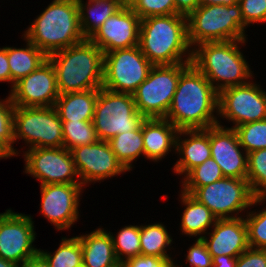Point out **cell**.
<instances>
[{"instance_id": "8fae6325", "label": "cell", "mask_w": 266, "mask_h": 267, "mask_svg": "<svg viewBox=\"0 0 266 267\" xmlns=\"http://www.w3.org/2000/svg\"><path fill=\"white\" fill-rule=\"evenodd\" d=\"M152 66L138 45L104 53L102 87L113 92L133 94L146 80Z\"/></svg>"}, {"instance_id": "603a6c76", "label": "cell", "mask_w": 266, "mask_h": 267, "mask_svg": "<svg viewBox=\"0 0 266 267\" xmlns=\"http://www.w3.org/2000/svg\"><path fill=\"white\" fill-rule=\"evenodd\" d=\"M110 232L98 228L90 234L78 236L83 264L87 267H121Z\"/></svg>"}, {"instance_id": "30bf717a", "label": "cell", "mask_w": 266, "mask_h": 267, "mask_svg": "<svg viewBox=\"0 0 266 267\" xmlns=\"http://www.w3.org/2000/svg\"><path fill=\"white\" fill-rule=\"evenodd\" d=\"M14 142L22 139L32 148L63 147L62 121L54 106L14 107Z\"/></svg>"}, {"instance_id": "d4e9b609", "label": "cell", "mask_w": 266, "mask_h": 267, "mask_svg": "<svg viewBox=\"0 0 266 267\" xmlns=\"http://www.w3.org/2000/svg\"><path fill=\"white\" fill-rule=\"evenodd\" d=\"M77 0L81 31L89 39L104 21L119 11L126 3L123 0H89L86 4Z\"/></svg>"}, {"instance_id": "ba28073f", "label": "cell", "mask_w": 266, "mask_h": 267, "mask_svg": "<svg viewBox=\"0 0 266 267\" xmlns=\"http://www.w3.org/2000/svg\"><path fill=\"white\" fill-rule=\"evenodd\" d=\"M190 64L152 66L146 80L133 93L136 109L145 119L166 117L180 74Z\"/></svg>"}, {"instance_id": "4dcf8cb0", "label": "cell", "mask_w": 266, "mask_h": 267, "mask_svg": "<svg viewBox=\"0 0 266 267\" xmlns=\"http://www.w3.org/2000/svg\"><path fill=\"white\" fill-rule=\"evenodd\" d=\"M63 147L71 151L99 140L92 121H62Z\"/></svg>"}, {"instance_id": "9a60e30c", "label": "cell", "mask_w": 266, "mask_h": 267, "mask_svg": "<svg viewBox=\"0 0 266 267\" xmlns=\"http://www.w3.org/2000/svg\"><path fill=\"white\" fill-rule=\"evenodd\" d=\"M59 95L56 72L47 59L35 71L16 82L9 96L17 107H51Z\"/></svg>"}, {"instance_id": "60d3db41", "label": "cell", "mask_w": 266, "mask_h": 267, "mask_svg": "<svg viewBox=\"0 0 266 267\" xmlns=\"http://www.w3.org/2000/svg\"><path fill=\"white\" fill-rule=\"evenodd\" d=\"M236 267H266V249L249 247L237 257Z\"/></svg>"}, {"instance_id": "4fadbf2b", "label": "cell", "mask_w": 266, "mask_h": 267, "mask_svg": "<svg viewBox=\"0 0 266 267\" xmlns=\"http://www.w3.org/2000/svg\"><path fill=\"white\" fill-rule=\"evenodd\" d=\"M25 172L45 184L81 183L71 151L61 148H32L25 152ZM76 176V177H75Z\"/></svg>"}, {"instance_id": "f6af8a7d", "label": "cell", "mask_w": 266, "mask_h": 267, "mask_svg": "<svg viewBox=\"0 0 266 267\" xmlns=\"http://www.w3.org/2000/svg\"><path fill=\"white\" fill-rule=\"evenodd\" d=\"M237 257L212 256V267H236Z\"/></svg>"}, {"instance_id": "52a82bcc", "label": "cell", "mask_w": 266, "mask_h": 267, "mask_svg": "<svg viewBox=\"0 0 266 267\" xmlns=\"http://www.w3.org/2000/svg\"><path fill=\"white\" fill-rule=\"evenodd\" d=\"M181 191L207 206L217 219L238 218L239 211L266 201V196H256L252 192L247 179L231 177L199 188H183ZM235 212L236 216H233Z\"/></svg>"}, {"instance_id": "7dc6e473", "label": "cell", "mask_w": 266, "mask_h": 267, "mask_svg": "<svg viewBox=\"0 0 266 267\" xmlns=\"http://www.w3.org/2000/svg\"><path fill=\"white\" fill-rule=\"evenodd\" d=\"M239 0H199V6H208V5H233L238 3Z\"/></svg>"}, {"instance_id": "6da1fadb", "label": "cell", "mask_w": 266, "mask_h": 267, "mask_svg": "<svg viewBox=\"0 0 266 267\" xmlns=\"http://www.w3.org/2000/svg\"><path fill=\"white\" fill-rule=\"evenodd\" d=\"M219 93L191 63L181 74L171 106L165 117L178 130L206 129L220 125ZM216 109V111H215Z\"/></svg>"}, {"instance_id": "9c48e42d", "label": "cell", "mask_w": 266, "mask_h": 267, "mask_svg": "<svg viewBox=\"0 0 266 267\" xmlns=\"http://www.w3.org/2000/svg\"><path fill=\"white\" fill-rule=\"evenodd\" d=\"M144 120L133 94L99 89L92 120L99 140L107 142L117 134L135 130Z\"/></svg>"}, {"instance_id": "1f68e13d", "label": "cell", "mask_w": 266, "mask_h": 267, "mask_svg": "<svg viewBox=\"0 0 266 267\" xmlns=\"http://www.w3.org/2000/svg\"><path fill=\"white\" fill-rule=\"evenodd\" d=\"M117 233L116 238L113 234L111 237L118 261L123 264L130 258L140 256V226H125Z\"/></svg>"}, {"instance_id": "ac0fdd59", "label": "cell", "mask_w": 266, "mask_h": 267, "mask_svg": "<svg viewBox=\"0 0 266 267\" xmlns=\"http://www.w3.org/2000/svg\"><path fill=\"white\" fill-rule=\"evenodd\" d=\"M141 18L126 3L89 38L104 53L139 43Z\"/></svg>"}, {"instance_id": "277c9868", "label": "cell", "mask_w": 266, "mask_h": 267, "mask_svg": "<svg viewBox=\"0 0 266 267\" xmlns=\"http://www.w3.org/2000/svg\"><path fill=\"white\" fill-rule=\"evenodd\" d=\"M47 56L85 39L77 0H53L23 34Z\"/></svg>"}, {"instance_id": "7c38bea8", "label": "cell", "mask_w": 266, "mask_h": 267, "mask_svg": "<svg viewBox=\"0 0 266 267\" xmlns=\"http://www.w3.org/2000/svg\"><path fill=\"white\" fill-rule=\"evenodd\" d=\"M257 84L224 88L219 92L218 115L232 121L237 127L266 119V92Z\"/></svg>"}, {"instance_id": "2e32d148", "label": "cell", "mask_w": 266, "mask_h": 267, "mask_svg": "<svg viewBox=\"0 0 266 267\" xmlns=\"http://www.w3.org/2000/svg\"><path fill=\"white\" fill-rule=\"evenodd\" d=\"M71 154L83 186L127 171L106 141L98 140L89 145L75 147Z\"/></svg>"}, {"instance_id": "f546056e", "label": "cell", "mask_w": 266, "mask_h": 267, "mask_svg": "<svg viewBox=\"0 0 266 267\" xmlns=\"http://www.w3.org/2000/svg\"><path fill=\"white\" fill-rule=\"evenodd\" d=\"M61 241L54 254L39 249L49 267H77L82 264V248L78 236L69 239L64 237Z\"/></svg>"}, {"instance_id": "5b68a950", "label": "cell", "mask_w": 266, "mask_h": 267, "mask_svg": "<svg viewBox=\"0 0 266 267\" xmlns=\"http://www.w3.org/2000/svg\"><path fill=\"white\" fill-rule=\"evenodd\" d=\"M245 42L229 40L198 44V48H192L191 63L218 93L227 87L246 84L253 74L239 51L238 43Z\"/></svg>"}, {"instance_id": "e575fe53", "label": "cell", "mask_w": 266, "mask_h": 267, "mask_svg": "<svg viewBox=\"0 0 266 267\" xmlns=\"http://www.w3.org/2000/svg\"><path fill=\"white\" fill-rule=\"evenodd\" d=\"M183 188H199L224 178L220 166L211 157L184 175Z\"/></svg>"}, {"instance_id": "ab89813d", "label": "cell", "mask_w": 266, "mask_h": 267, "mask_svg": "<svg viewBox=\"0 0 266 267\" xmlns=\"http://www.w3.org/2000/svg\"><path fill=\"white\" fill-rule=\"evenodd\" d=\"M186 262L192 267H212V256L203 239H198L189 249Z\"/></svg>"}, {"instance_id": "3957f363", "label": "cell", "mask_w": 266, "mask_h": 267, "mask_svg": "<svg viewBox=\"0 0 266 267\" xmlns=\"http://www.w3.org/2000/svg\"><path fill=\"white\" fill-rule=\"evenodd\" d=\"M54 66L59 94L100 89L104 52L90 39L48 55Z\"/></svg>"}, {"instance_id": "ffe728a7", "label": "cell", "mask_w": 266, "mask_h": 267, "mask_svg": "<svg viewBox=\"0 0 266 267\" xmlns=\"http://www.w3.org/2000/svg\"><path fill=\"white\" fill-rule=\"evenodd\" d=\"M213 228L212 233H208L210 238H202L211 256L238 257L249 248L247 226L242 216L217 219Z\"/></svg>"}, {"instance_id": "7402d4cb", "label": "cell", "mask_w": 266, "mask_h": 267, "mask_svg": "<svg viewBox=\"0 0 266 267\" xmlns=\"http://www.w3.org/2000/svg\"><path fill=\"white\" fill-rule=\"evenodd\" d=\"M178 129L165 118H151L143 121L144 156L159 161L176 147Z\"/></svg>"}, {"instance_id": "484cf974", "label": "cell", "mask_w": 266, "mask_h": 267, "mask_svg": "<svg viewBox=\"0 0 266 267\" xmlns=\"http://www.w3.org/2000/svg\"><path fill=\"white\" fill-rule=\"evenodd\" d=\"M181 200L186 206L181 218V231L189 236L207 234L206 230L215 224L217 218L207 206L197 201L190 194L181 191ZM213 224V225H212Z\"/></svg>"}, {"instance_id": "7bdbcfd3", "label": "cell", "mask_w": 266, "mask_h": 267, "mask_svg": "<svg viewBox=\"0 0 266 267\" xmlns=\"http://www.w3.org/2000/svg\"><path fill=\"white\" fill-rule=\"evenodd\" d=\"M11 82L8 62V47L0 48V82Z\"/></svg>"}, {"instance_id": "f35d334b", "label": "cell", "mask_w": 266, "mask_h": 267, "mask_svg": "<svg viewBox=\"0 0 266 267\" xmlns=\"http://www.w3.org/2000/svg\"><path fill=\"white\" fill-rule=\"evenodd\" d=\"M244 29L252 23L266 22V0H239Z\"/></svg>"}, {"instance_id": "b9f144b4", "label": "cell", "mask_w": 266, "mask_h": 267, "mask_svg": "<svg viewBox=\"0 0 266 267\" xmlns=\"http://www.w3.org/2000/svg\"><path fill=\"white\" fill-rule=\"evenodd\" d=\"M121 267H172L162 258L149 255H140L130 258L121 264Z\"/></svg>"}, {"instance_id": "f1b7e54d", "label": "cell", "mask_w": 266, "mask_h": 267, "mask_svg": "<svg viewBox=\"0 0 266 267\" xmlns=\"http://www.w3.org/2000/svg\"><path fill=\"white\" fill-rule=\"evenodd\" d=\"M117 160L129 171L132 162L140 155H144L143 122L135 130L117 134L107 141Z\"/></svg>"}, {"instance_id": "c3c4849f", "label": "cell", "mask_w": 266, "mask_h": 267, "mask_svg": "<svg viewBox=\"0 0 266 267\" xmlns=\"http://www.w3.org/2000/svg\"><path fill=\"white\" fill-rule=\"evenodd\" d=\"M0 267H20V265L4 260L2 257H0Z\"/></svg>"}, {"instance_id": "836d02e7", "label": "cell", "mask_w": 266, "mask_h": 267, "mask_svg": "<svg viewBox=\"0 0 266 267\" xmlns=\"http://www.w3.org/2000/svg\"><path fill=\"white\" fill-rule=\"evenodd\" d=\"M247 181L256 196H266V148L248 153Z\"/></svg>"}, {"instance_id": "74e56055", "label": "cell", "mask_w": 266, "mask_h": 267, "mask_svg": "<svg viewBox=\"0 0 266 267\" xmlns=\"http://www.w3.org/2000/svg\"><path fill=\"white\" fill-rule=\"evenodd\" d=\"M246 215L248 244L250 248L266 249V209Z\"/></svg>"}, {"instance_id": "d590c367", "label": "cell", "mask_w": 266, "mask_h": 267, "mask_svg": "<svg viewBox=\"0 0 266 267\" xmlns=\"http://www.w3.org/2000/svg\"><path fill=\"white\" fill-rule=\"evenodd\" d=\"M14 105L10 96L6 100L0 101V149L8 156L18 155L13 148L14 130H13V113ZM16 151V152H15Z\"/></svg>"}, {"instance_id": "5bb4252c", "label": "cell", "mask_w": 266, "mask_h": 267, "mask_svg": "<svg viewBox=\"0 0 266 267\" xmlns=\"http://www.w3.org/2000/svg\"><path fill=\"white\" fill-rule=\"evenodd\" d=\"M33 223L30 215L11 209L0 214V257L21 265L39 252L32 246L36 239Z\"/></svg>"}, {"instance_id": "d6986e66", "label": "cell", "mask_w": 266, "mask_h": 267, "mask_svg": "<svg viewBox=\"0 0 266 267\" xmlns=\"http://www.w3.org/2000/svg\"><path fill=\"white\" fill-rule=\"evenodd\" d=\"M209 138L211 157L220 166L224 177L247 179L248 154L241 152L243 147L234 128L211 126Z\"/></svg>"}, {"instance_id": "83f0119b", "label": "cell", "mask_w": 266, "mask_h": 267, "mask_svg": "<svg viewBox=\"0 0 266 267\" xmlns=\"http://www.w3.org/2000/svg\"><path fill=\"white\" fill-rule=\"evenodd\" d=\"M172 240L166 227L161 223L140 225V255L156 256L172 267H177L166 252V248L171 245Z\"/></svg>"}, {"instance_id": "cb8c5ba5", "label": "cell", "mask_w": 266, "mask_h": 267, "mask_svg": "<svg viewBox=\"0 0 266 267\" xmlns=\"http://www.w3.org/2000/svg\"><path fill=\"white\" fill-rule=\"evenodd\" d=\"M99 89L60 94L55 102L61 121H92Z\"/></svg>"}, {"instance_id": "bcb514c9", "label": "cell", "mask_w": 266, "mask_h": 267, "mask_svg": "<svg viewBox=\"0 0 266 267\" xmlns=\"http://www.w3.org/2000/svg\"><path fill=\"white\" fill-rule=\"evenodd\" d=\"M20 267H49L46 259L38 252L35 256L30 257Z\"/></svg>"}, {"instance_id": "8d00e7d4", "label": "cell", "mask_w": 266, "mask_h": 267, "mask_svg": "<svg viewBox=\"0 0 266 267\" xmlns=\"http://www.w3.org/2000/svg\"><path fill=\"white\" fill-rule=\"evenodd\" d=\"M127 4L141 20L151 16L178 14L175 0H128Z\"/></svg>"}, {"instance_id": "f907efd6", "label": "cell", "mask_w": 266, "mask_h": 267, "mask_svg": "<svg viewBox=\"0 0 266 267\" xmlns=\"http://www.w3.org/2000/svg\"><path fill=\"white\" fill-rule=\"evenodd\" d=\"M77 267H87V266H85V265L82 263V264H80V265L77 266Z\"/></svg>"}, {"instance_id": "681fc988", "label": "cell", "mask_w": 266, "mask_h": 267, "mask_svg": "<svg viewBox=\"0 0 266 267\" xmlns=\"http://www.w3.org/2000/svg\"><path fill=\"white\" fill-rule=\"evenodd\" d=\"M8 158V156L0 149V159Z\"/></svg>"}, {"instance_id": "4316f807", "label": "cell", "mask_w": 266, "mask_h": 267, "mask_svg": "<svg viewBox=\"0 0 266 267\" xmlns=\"http://www.w3.org/2000/svg\"><path fill=\"white\" fill-rule=\"evenodd\" d=\"M26 48L8 47V62L11 73V90L15 83L35 71L48 56L28 39Z\"/></svg>"}, {"instance_id": "e0dca14e", "label": "cell", "mask_w": 266, "mask_h": 267, "mask_svg": "<svg viewBox=\"0 0 266 267\" xmlns=\"http://www.w3.org/2000/svg\"><path fill=\"white\" fill-rule=\"evenodd\" d=\"M41 187V213L58 230L69 229L79 217L82 183L45 184Z\"/></svg>"}, {"instance_id": "8992f818", "label": "cell", "mask_w": 266, "mask_h": 267, "mask_svg": "<svg viewBox=\"0 0 266 267\" xmlns=\"http://www.w3.org/2000/svg\"><path fill=\"white\" fill-rule=\"evenodd\" d=\"M187 29L191 48L204 42L246 40L239 3L198 6L187 17Z\"/></svg>"}, {"instance_id": "ee69618b", "label": "cell", "mask_w": 266, "mask_h": 267, "mask_svg": "<svg viewBox=\"0 0 266 267\" xmlns=\"http://www.w3.org/2000/svg\"><path fill=\"white\" fill-rule=\"evenodd\" d=\"M199 6V0H175L178 14L188 17Z\"/></svg>"}, {"instance_id": "7a4b0ae2", "label": "cell", "mask_w": 266, "mask_h": 267, "mask_svg": "<svg viewBox=\"0 0 266 267\" xmlns=\"http://www.w3.org/2000/svg\"><path fill=\"white\" fill-rule=\"evenodd\" d=\"M138 46L153 65L191 63L192 49L188 42L187 17L172 14L142 19Z\"/></svg>"}, {"instance_id": "44dd1931", "label": "cell", "mask_w": 266, "mask_h": 267, "mask_svg": "<svg viewBox=\"0 0 266 267\" xmlns=\"http://www.w3.org/2000/svg\"><path fill=\"white\" fill-rule=\"evenodd\" d=\"M181 135H188L189 138L182 140ZM175 151H178L181 156L173 167L174 172L178 175L187 174L191 169L211 158L209 127L206 129L179 130L176 137Z\"/></svg>"}, {"instance_id": "d6a6232c", "label": "cell", "mask_w": 266, "mask_h": 267, "mask_svg": "<svg viewBox=\"0 0 266 267\" xmlns=\"http://www.w3.org/2000/svg\"><path fill=\"white\" fill-rule=\"evenodd\" d=\"M231 128L236 131L245 153L266 148V119Z\"/></svg>"}]
</instances>
